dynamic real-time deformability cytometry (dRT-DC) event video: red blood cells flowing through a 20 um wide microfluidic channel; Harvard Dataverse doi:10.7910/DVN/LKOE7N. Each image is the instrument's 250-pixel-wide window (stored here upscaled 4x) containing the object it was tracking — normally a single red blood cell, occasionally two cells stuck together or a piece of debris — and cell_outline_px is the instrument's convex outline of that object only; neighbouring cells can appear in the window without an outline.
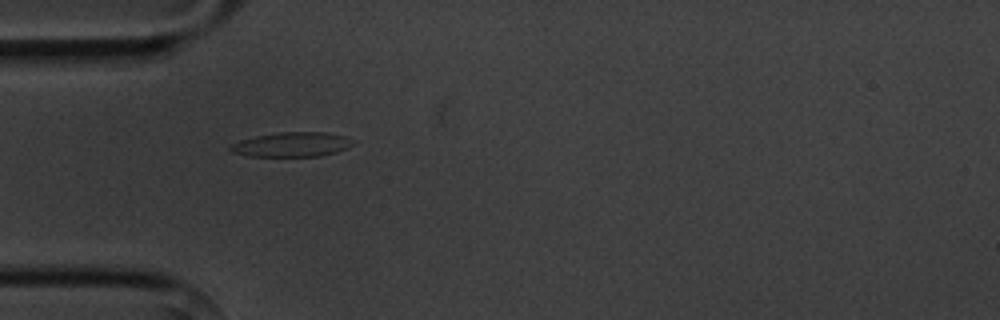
{"species": "common noctule bat (a hibernating species)", "species_latin": "Nyctalus noctula", "temperature_condition": "cold", "stored_images_in_passage": 7, "camera_frame_rate_fps": 3000, "um_per_image_px": 0.085, "animal": {"sex": "male", "body_mass_g": 20.1, "forearm_length_mm": 53.5}, "frame": {"image": 1, "passage_image": 5, "time_ms": 5.0, "image_size_px": [1000, 320], "cell_outline_px": [[352, 144], [348, 148], [336, 152], [320, 156], [248, 156], [232, 152], [228, 148], [232, 144], [240, 140], [256, 136], [280, 132], [328, 132], [344, 136], [352, 140]], "centroid_in_image_um": [24.8, 12.28], "position_along_channel_um": 60.2, "area_um2": 17.46}}